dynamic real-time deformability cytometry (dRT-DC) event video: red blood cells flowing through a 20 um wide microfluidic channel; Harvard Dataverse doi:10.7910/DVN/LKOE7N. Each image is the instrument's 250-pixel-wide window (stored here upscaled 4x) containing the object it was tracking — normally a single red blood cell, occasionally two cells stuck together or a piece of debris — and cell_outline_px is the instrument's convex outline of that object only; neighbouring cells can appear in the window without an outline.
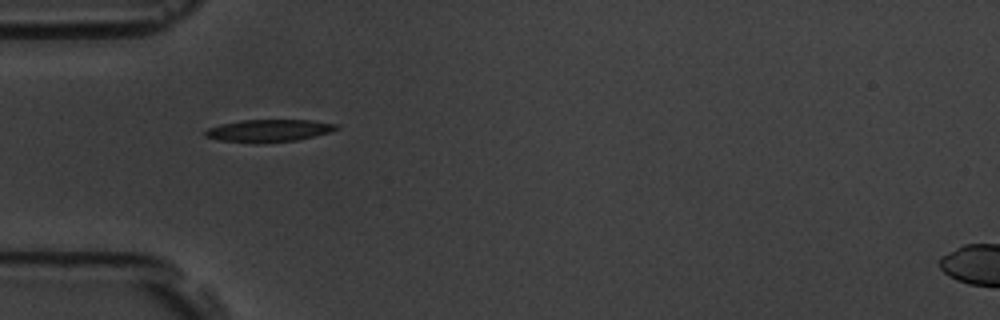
{"species": "common noctule bat (a hibernating species)", "species_latin": "Nyctalus noctula", "temperature_condition": "room temperature", "stored_images_in_passage": 14, "camera_frame_rate_fps": 3000, "um_per_image_px": 0.085, "animal": {"sex": "male", "body_mass_g": 19.5, "forearm_length_mm": 54.6}, "frame": {"image": 1, "passage_image": 3, "time_ms": 2.333, "image_size_px": [1000, 320], "cell_outline_px": [[340, 128], [332, 132], [316, 136], [296, 140], [256, 144], [252, 144], [220, 140], [204, 136], [204, 132], [208, 128], [220, 124], [240, 120], [312, 120], [340, 124]], "centroid_in_image_um": [22.88, 11.11], "position_along_channel_um": 62.1, "area_um2": 17.51}}
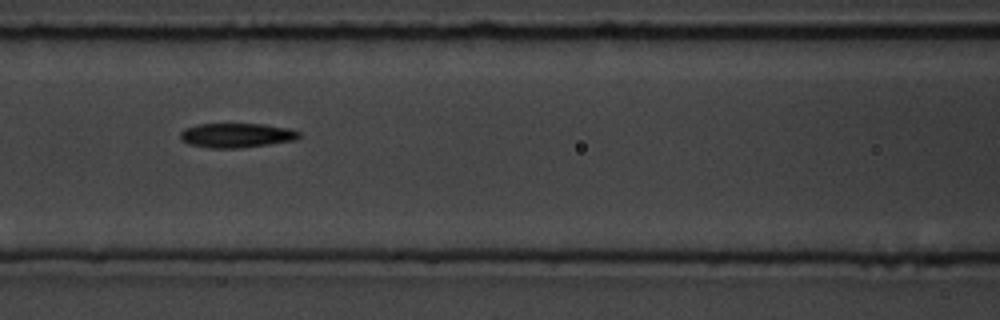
{"frame": {"image": 2, "passage_image": 5, "time_ms": 4.667, "image_size_px": [1000, 320], "cell_outline_px": [[300, 136], [296, 140], [240, 148], [212, 148], [188, 144], [180, 140], [180, 132], [184, 128], [196, 124], [264, 124], [292, 128], [300, 132]], "centroid_in_image_um": [20.1, 11.49], "position_along_channel_um": 146.5, "area_um2": 17.11}}
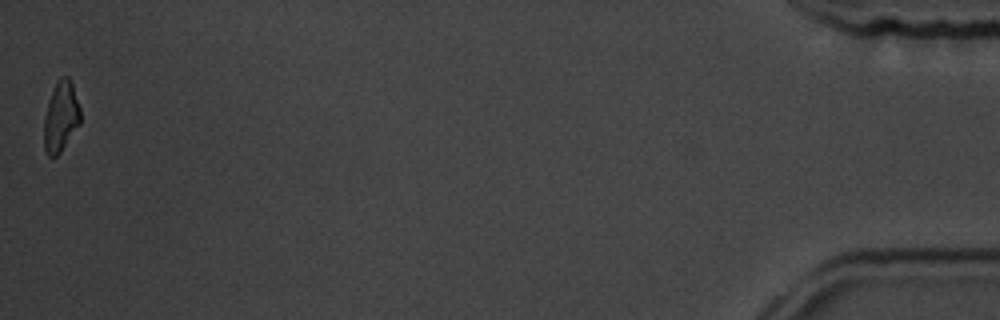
{"frame": {"image": 3, "passage_image": 14, "time_ms": 15.0, "image_size_px": [1000, 320], "cell_outline_px": [[80, 124], [60, 152], [56, 156], [48, 156], [44, 148], [44, 120], [48, 104], [52, 92], [60, 76], [68, 76], [72, 80], [80, 108]], "centroid_in_image_um": [5.19, 9.9], "position_along_channel_um": 430.0, "area_um2": 14.8}, "authors_computed_cell_mechanics": {"area_um2": 16.9643, "velocity_mm_per_s": 3.6938, "shape_relaxation_time_tau1_ms": 4.7746, "shape_relaxation_time_tau2_ms": null, "deformation_change_tau1": 0.1286, "deformation_change_tau2": null}}